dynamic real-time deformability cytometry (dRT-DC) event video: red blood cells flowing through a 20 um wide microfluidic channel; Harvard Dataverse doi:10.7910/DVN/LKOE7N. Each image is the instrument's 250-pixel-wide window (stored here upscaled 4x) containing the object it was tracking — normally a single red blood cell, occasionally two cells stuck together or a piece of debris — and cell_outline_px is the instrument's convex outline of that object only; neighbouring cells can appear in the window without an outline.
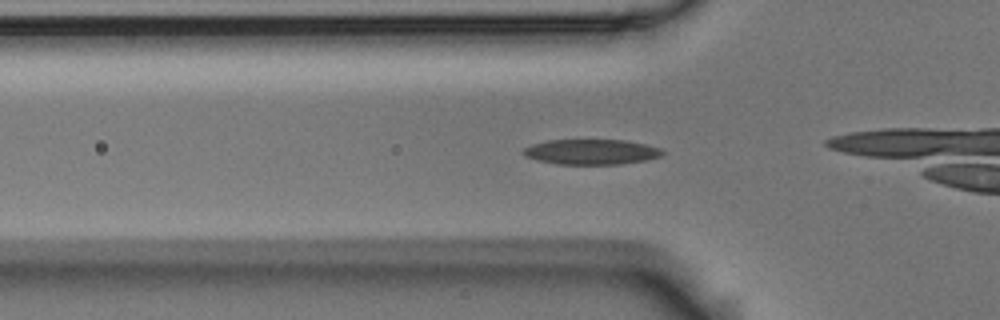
{"species": "Egyptian fruit bat (a non-hibernating species)", "species_latin": "Rousettus aegyptiacus", "temperature_condition": "room temperature", "stored_images_in_passage": 41, "camera_frame_rate_fps": 3000, "um_per_image_px": 0.085, "animal": {"sex": "male"}, "frame": {"image": 1, "passage_image": 8, "time_ms": 2.333, "image_size_px": [1000, 320], "cell_outline_px": [[664, 152], [660, 156], [644, 160], [620, 164], [556, 164], [536, 160], [524, 156], [520, 152], [524, 148], [532, 144], [548, 140], [624, 140], [644, 144], [660, 148]], "centroid_in_image_um": [50.19, 12.91], "position_along_channel_um": 75.6, "area_um2": 20.4}}
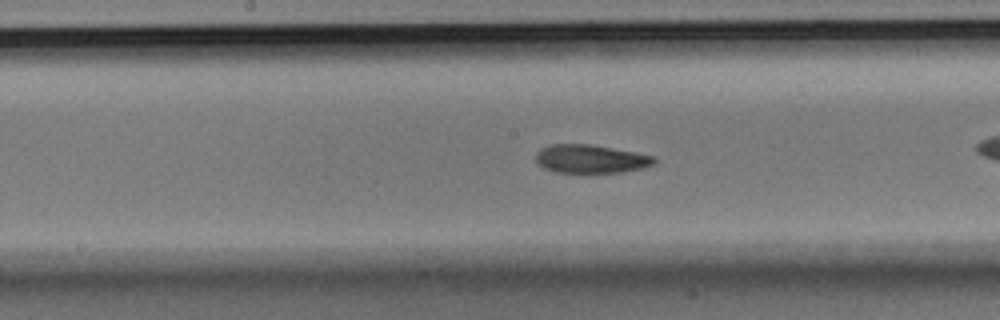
{"frame": {"image": 2, "passage_image": 18, "time_ms": 5.667, "image_size_px": [1000, 320], "cell_outline_px": [[656, 164], [644, 168], [624, 172], [556, 172], [544, 168], [536, 164], [536, 152], [540, 148], [552, 144], [592, 144], [652, 156], [656, 160]], "centroid_in_image_um": [50.18, 13.51], "position_along_channel_um": 198.0, "area_um2": 19.59}}
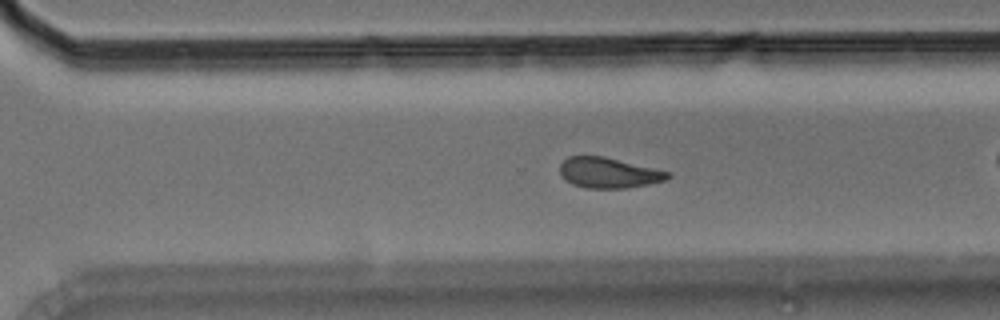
{"frame": {"image": 3, "passage_image": 28, "time_ms": 9.0, "image_size_px": [1000, 320], "cell_outline_px": [[672, 176], [664, 180], [648, 184], [624, 188], [584, 188], [572, 184], [564, 180], [560, 172], [560, 164], [568, 156], [604, 156], [672, 172]], "centroid_in_image_um": [51.73, 14.68], "position_along_channel_um": 318.9, "area_um2": 19.25}, "authors_computed_cell_mechanics": {"area_um2": 20.2878, "velocity_mm_per_s": 3.6404, "shape_relaxation_time_tau1_ms": 3.8648, "shape_relaxation_time_tau2_ms": 3.4957, "deformation_change_tau1": 0.1358, "deformation_change_tau2": 0.1061}}